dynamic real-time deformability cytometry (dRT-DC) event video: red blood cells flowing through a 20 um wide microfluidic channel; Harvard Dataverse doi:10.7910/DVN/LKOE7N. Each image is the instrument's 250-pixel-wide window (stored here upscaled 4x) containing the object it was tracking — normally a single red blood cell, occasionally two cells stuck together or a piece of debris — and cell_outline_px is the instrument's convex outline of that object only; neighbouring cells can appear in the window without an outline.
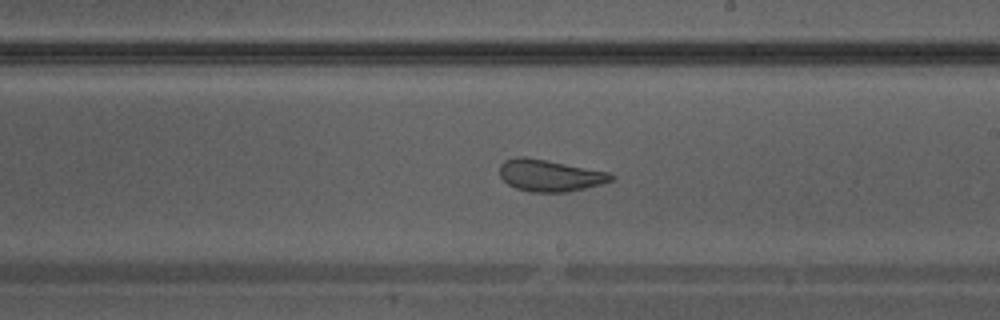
{"species": "Egyptian fruit bat (a non-hibernating species)", "species_latin": "Rousettus aegyptiacus", "temperature_condition": "warm", "stored_images_in_passage": 39, "camera_frame_rate_fps": 3000, "um_per_image_px": 0.085, "animal": {"sex": "male"}, "frame": {"image": 1, "passage_image": 23, "time_ms": 7.333, "image_size_px": [1000, 320], "cell_outline_px": [[616, 176], [612, 180], [600, 184], [568, 192], [532, 192], [516, 188], [508, 184], [500, 176], [500, 164], [504, 160], [516, 156], [524, 156], [608, 172]], "centroid_in_image_um": [46.7, 14.91], "position_along_channel_um": 242.3, "area_um2": 20.46}}